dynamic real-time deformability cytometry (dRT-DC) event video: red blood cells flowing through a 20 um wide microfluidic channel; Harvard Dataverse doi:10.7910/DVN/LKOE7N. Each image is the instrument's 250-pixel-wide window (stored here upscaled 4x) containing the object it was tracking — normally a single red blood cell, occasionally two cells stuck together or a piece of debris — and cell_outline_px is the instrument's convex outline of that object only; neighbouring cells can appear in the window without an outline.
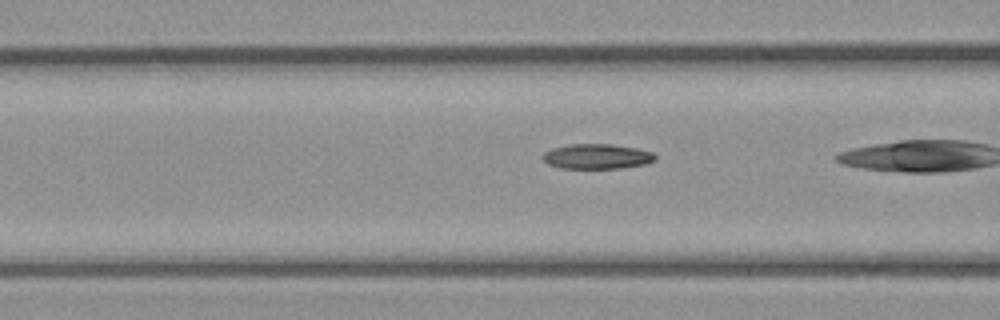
{"species": "common noctule bat (a hibernating species)", "species_latin": "Nyctalus noctula", "temperature_condition": "cold", "stored_images_in_passage": 38, "camera_frame_rate_fps": 3000, "um_per_image_px": 0.085, "animal": {"sex": "female", "body_mass_g": 21.9}, "frame": {"image": 1, "passage_image": 18, "time_ms": 5.667, "image_size_px": [1000, 320], "cell_outline_px": [[656, 160], [644, 164], [620, 168], [560, 168], [548, 164], [540, 156], [544, 152], [552, 148], [568, 144], [612, 144], [636, 148], [652, 152], [656, 156]], "centroid_in_image_um": [50.71, 13.29], "position_along_channel_um": 115.9, "area_um2": 16.42}}
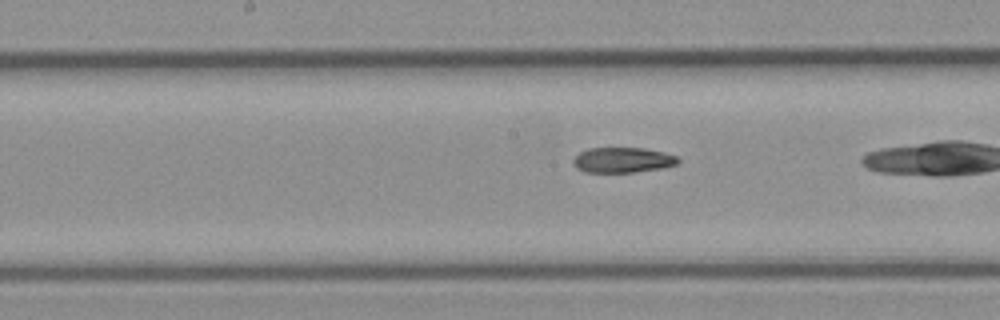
{"frame": {"image": 2, "passage_image": 24, "time_ms": 7.667, "image_size_px": [1000, 320], "cell_outline_px": [[680, 160], [676, 164], [664, 168], [636, 172], [584, 172], [576, 168], [572, 164], [572, 160], [580, 152], [588, 148], [644, 148], [664, 152], [676, 156]], "centroid_in_image_um": [52.91, 13.6], "position_along_channel_um": 195.3, "area_um2": 15.55}}